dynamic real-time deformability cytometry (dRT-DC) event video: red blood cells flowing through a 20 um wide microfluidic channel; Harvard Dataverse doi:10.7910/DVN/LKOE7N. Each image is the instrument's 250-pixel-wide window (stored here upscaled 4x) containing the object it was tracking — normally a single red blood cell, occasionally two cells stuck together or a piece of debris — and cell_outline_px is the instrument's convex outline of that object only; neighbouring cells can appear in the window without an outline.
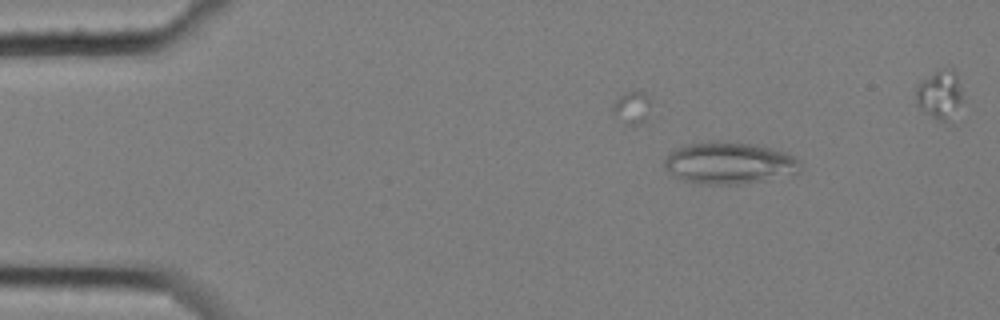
{"species": "common noctule bat (a hibernating species)", "species_latin": "Nyctalus noctula", "temperature_condition": "cold", "stored_images_in_passage": 7, "camera_frame_rate_fps": 3000, "um_per_image_px": 0.085, "animal": {"sex": "female", "body_mass_g": 25.1}, "frame": {"image": 1, "passage_image": 4, "time_ms": 1.0, "image_size_px": [1000, 320], "cell_outline_px": [[800, 172], [760, 180], [736, 184], [704, 184], [680, 180], [664, 168], [664, 160], [668, 152], [684, 144], [712, 140], [716, 140], [756, 144], [784, 152], [800, 160]], "centroid_in_image_um": [61.9, 13.83], "position_along_channel_um": 23.1, "area_um2": 33.23}}